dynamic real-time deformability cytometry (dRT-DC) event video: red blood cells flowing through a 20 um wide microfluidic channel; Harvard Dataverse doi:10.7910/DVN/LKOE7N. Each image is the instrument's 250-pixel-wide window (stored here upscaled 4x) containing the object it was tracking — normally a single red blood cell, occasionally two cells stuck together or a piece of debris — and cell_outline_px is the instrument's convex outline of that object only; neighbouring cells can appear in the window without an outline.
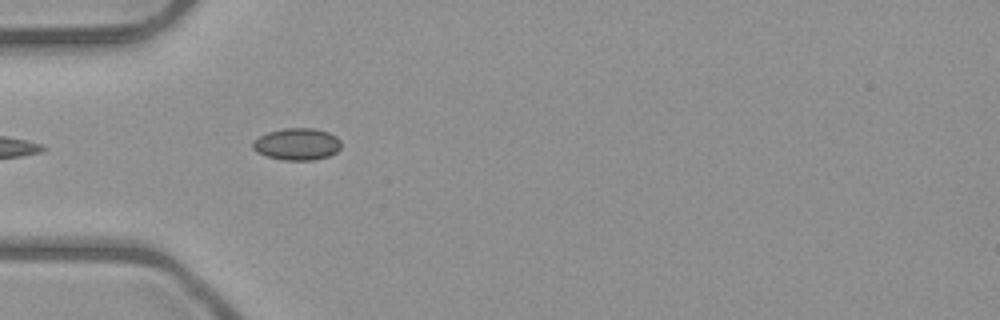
{"species": "common noctule bat (a hibernating species)", "species_latin": "Nyctalus noctula", "temperature_condition": "room temperature", "stored_images_in_passage": 2, "camera_frame_rate_fps": 3000, "um_per_image_px": 0.085, "animal": {"sex": "male", "body_mass_g": 23.1, "forearm_length_mm": 52.7}, "frame": {"image": 1, "passage_image": 1, "time_ms": 0.0, "image_size_px": [1000, 320], "cell_outline_px": [[340, 148], [336, 152], [328, 156], [312, 160], [284, 160], [268, 156], [256, 152], [252, 148], [252, 140], [268, 132], [284, 128], [312, 128], [328, 132], [336, 136], [340, 140]], "centroid_in_image_um": [25.23, 12.24], "position_along_channel_um": 59.8, "area_um2": 16.42}}
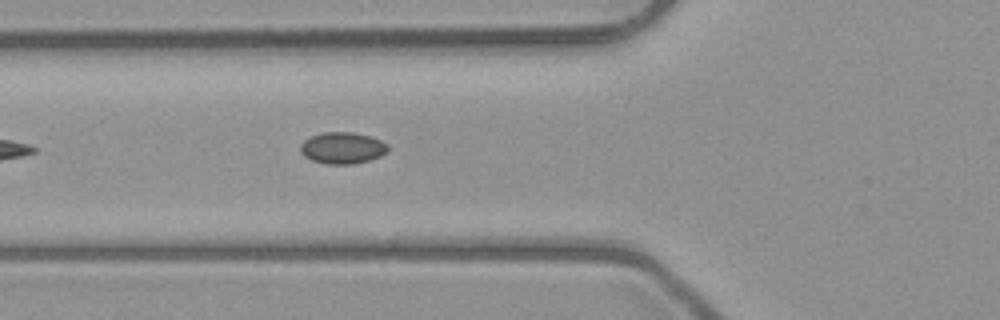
{"frame": {"image": 2, "passage_image": 2, "time_ms": 1.0, "image_size_px": [1000, 320], "cell_outline_px": [[388, 152], [380, 156], [368, 160], [352, 164], [324, 164], [312, 160], [304, 156], [300, 152], [300, 144], [304, 140], [320, 132], [352, 132], [372, 136], [388, 144]], "centroid_in_image_um": [29.1, 12.57], "position_along_channel_um": 96.7, "area_um2": 16.24}}